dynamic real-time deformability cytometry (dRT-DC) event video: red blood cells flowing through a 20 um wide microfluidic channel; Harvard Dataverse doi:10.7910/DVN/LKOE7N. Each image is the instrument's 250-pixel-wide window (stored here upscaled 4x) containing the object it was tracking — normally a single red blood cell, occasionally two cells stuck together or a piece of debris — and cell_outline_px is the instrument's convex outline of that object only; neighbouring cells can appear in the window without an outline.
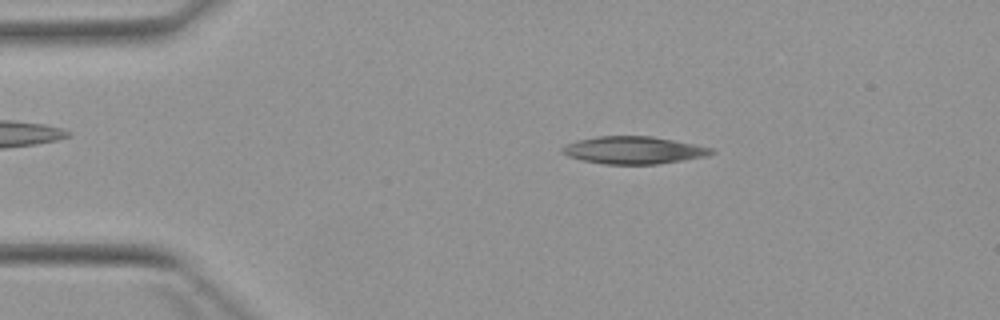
{"species": "Egyptian fruit bat (a non-hibernating species)", "species_latin": "Rousettus aegyptiacus", "temperature_condition": "warm", "stored_images_in_passage": 4, "camera_frame_rate_fps": 3000, "um_per_image_px": 0.085, "animal": {"sex": "female"}, "frame": {"image": 1, "passage_image": 1, "time_ms": 0.0, "image_size_px": [1000, 320], "cell_outline_px": [[716, 152], [704, 156], [656, 164], [604, 164], [580, 160], [568, 156], [560, 152], [560, 148], [564, 144], [576, 140], [596, 136], [652, 136], [696, 144], [712, 148]], "centroid_in_image_um": [53.78, 12.75], "position_along_channel_um": 31.2, "area_um2": 23.93}}
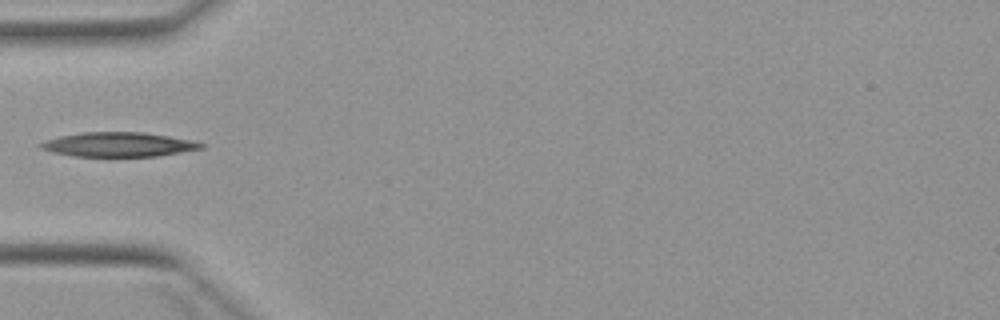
{"frame": {"image": 2, "passage_image": 3, "time_ms": 2.333, "image_size_px": [1000, 320], "cell_outline_px": [[204, 148], [156, 156], [72, 156], [52, 152], [40, 148], [36, 144], [44, 140], [60, 136], [84, 132], [144, 132], [192, 140], [204, 144]], "centroid_in_image_um": [10.02, 12.28], "position_along_channel_um": 75.0, "area_um2": 22.77}}
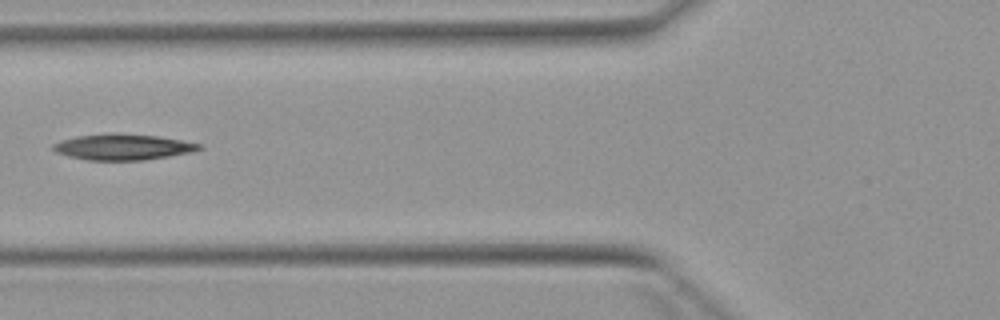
{"frame": {"image": 3, "passage_image": 4, "time_ms": 3.333, "image_size_px": [1000, 320], "cell_outline_px": [[204, 148], [192, 152], [144, 160], [88, 160], [68, 156], [56, 152], [52, 148], [52, 144], [60, 140], [76, 136], [112, 132], [160, 136], [204, 144]], "centroid_in_image_um": [10.47, 12.48], "position_along_channel_um": 115.3, "area_um2": 22.37}}